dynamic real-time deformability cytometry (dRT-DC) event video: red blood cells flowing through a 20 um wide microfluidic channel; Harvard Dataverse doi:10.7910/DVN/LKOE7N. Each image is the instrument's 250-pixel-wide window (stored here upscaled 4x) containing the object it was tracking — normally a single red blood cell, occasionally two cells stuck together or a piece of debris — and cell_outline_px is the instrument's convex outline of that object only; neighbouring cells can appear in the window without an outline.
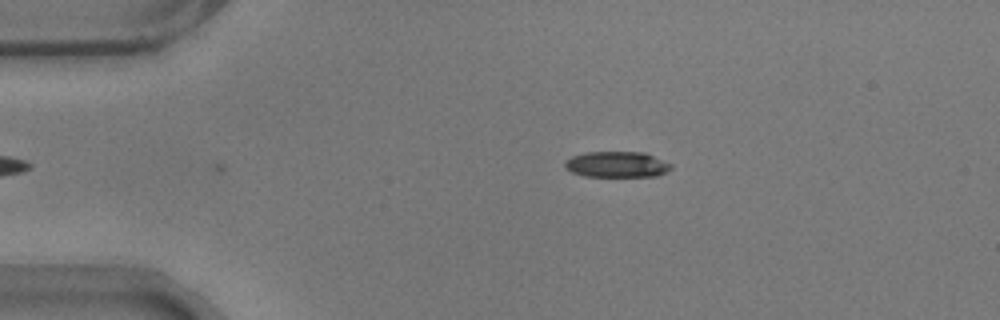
{"species": "common noctule bat (a hibernating species)", "species_latin": "Nyctalus noctula", "temperature_condition": "warm", "stored_images_in_passage": 42, "camera_frame_rate_fps": 3000, "um_per_image_px": 0.085, "animal": {"sex": "male", "body_mass_g": 17.9}, "frame": {"image": 1, "passage_image": 3, "time_ms": 0.667, "image_size_px": [1000, 320], "cell_outline_px": [[672, 168], [668, 172], [656, 176], [584, 176], [572, 172], [564, 168], [564, 164], [572, 156], [588, 152], [644, 152], [672, 164]], "centroid_in_image_um": [52.46, 13.98], "position_along_channel_um": 32.5, "area_um2": 15.95}}
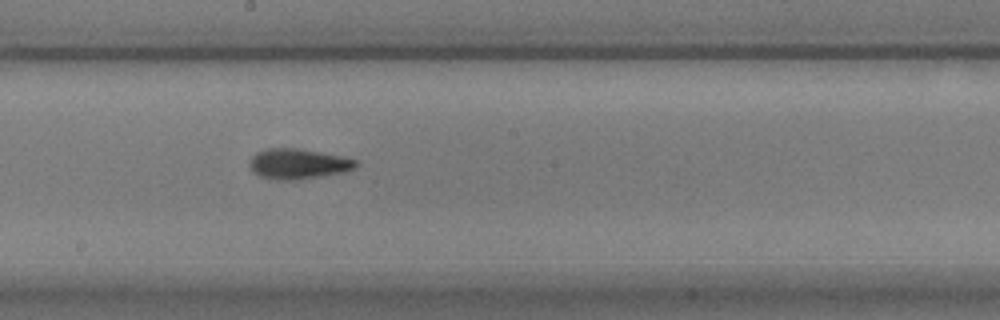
{"frame": {"image": 2, "passage_image": 23, "time_ms": 7.333, "image_size_px": [1000, 320], "cell_outline_px": [[360, 164], [356, 168], [344, 172], [300, 180], [272, 180], [260, 176], [252, 172], [248, 164], [252, 156], [256, 152], [264, 148], [296, 148], [320, 152], [340, 156], [356, 160]], "centroid_in_image_um": [25.31, 13.94], "position_along_channel_um": 222.9, "area_um2": 19.07}}
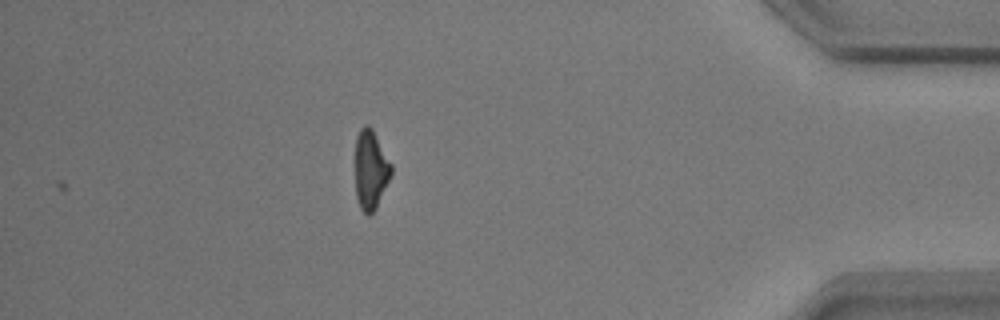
{"frame": {"image": 3, "passage_image": 42, "time_ms": 13.667, "image_size_px": [1000, 320], "cell_outline_px": [[392, 172], [376, 208], [368, 216], [360, 208], [356, 196], [356, 136], [360, 128], [364, 124], [368, 124], [372, 128], [392, 164]], "centroid_in_image_um": [31.5, 14.4], "position_along_channel_um": 403.7, "area_um2": 16.53}, "authors_computed_cell_mechanics": {"area_um2": 17.6868, "velocity_mm_per_s": 3.5445, "shape_relaxation_time_tau1_ms": 3.1254, "shape_relaxation_time_tau2_ms": 2.509, "deformation_change_tau1": 0.1511, "deformation_change_tau2": 0.0993}}